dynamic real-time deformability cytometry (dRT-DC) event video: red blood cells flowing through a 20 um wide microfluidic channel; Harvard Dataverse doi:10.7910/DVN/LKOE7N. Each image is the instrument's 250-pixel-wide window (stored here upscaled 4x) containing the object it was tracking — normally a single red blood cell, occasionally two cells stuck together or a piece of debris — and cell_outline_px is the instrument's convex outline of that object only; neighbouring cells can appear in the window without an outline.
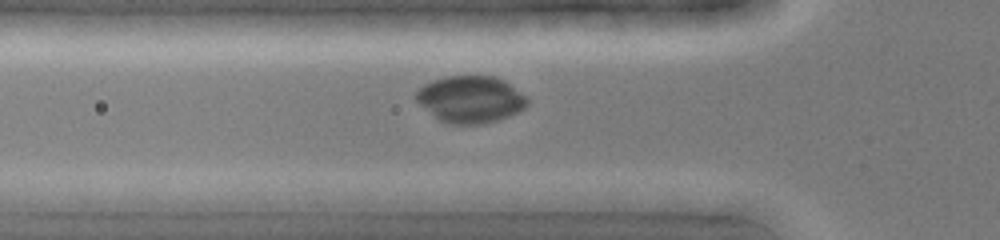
{"species": "common noctule bat (a hibernating species)", "species_latin": "Nyctalus noctula", "temperature_condition": "cold", "stored_images_in_passage": 36, "camera_frame_rate_fps": 3000, "um_per_image_px": 0.085, "animal": {"sex": "female", "body_mass_g": 19.0, "forearm_length_mm": 51.5}, "frame": {"image": 1, "passage_image": 12, "time_ms": 3.667, "image_size_px": [1000, 240], "cell_outline_px": [[528, 104], [520, 112], [500, 120], [484, 124], [448, 124], [440, 120], [420, 104], [416, 100], [416, 92], [424, 84], [432, 80], [444, 76], [492, 76], [504, 80], [528, 96]], "centroid_in_image_um": [40.04, 8.44], "position_along_channel_um": 85.8, "area_um2": 30.58}}
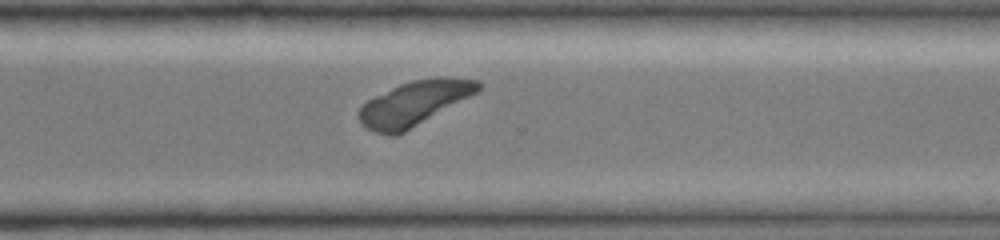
{"frame": {"image": 2, "passage_image": 29, "time_ms": 9.333, "image_size_px": [1000, 240], "cell_outline_px": [[484, 84], [476, 92], [404, 132], [396, 136], [388, 136], [376, 132], [368, 128], [360, 120], [360, 108], [368, 100], [400, 84], [412, 80], [440, 76], [480, 80]], "centroid_in_image_um": [35.23, 8.76], "position_along_channel_um": 335.4, "area_um2": 30.17}}
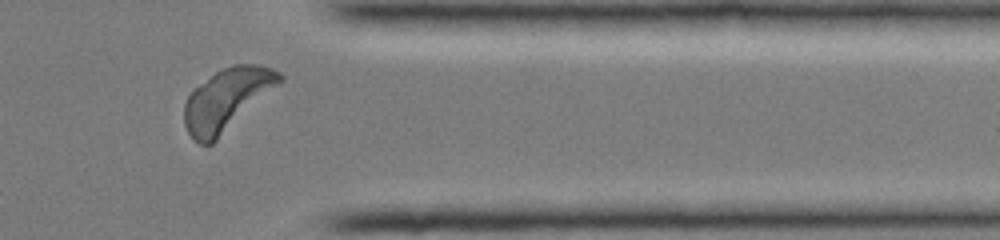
{"frame": {"image": 3, "passage_image": 33, "time_ms": 10.667, "image_size_px": [1000, 240], "cell_outline_px": [[284, 80], [212, 144], [200, 144], [188, 132], [184, 124], [184, 104], [188, 96], [200, 84], [220, 68], [232, 64], [256, 64], [272, 68], [280, 72], [284, 76]], "centroid_in_image_um": [19.3, 8.43], "position_along_channel_um": 392.1, "area_um2": 34.1}}